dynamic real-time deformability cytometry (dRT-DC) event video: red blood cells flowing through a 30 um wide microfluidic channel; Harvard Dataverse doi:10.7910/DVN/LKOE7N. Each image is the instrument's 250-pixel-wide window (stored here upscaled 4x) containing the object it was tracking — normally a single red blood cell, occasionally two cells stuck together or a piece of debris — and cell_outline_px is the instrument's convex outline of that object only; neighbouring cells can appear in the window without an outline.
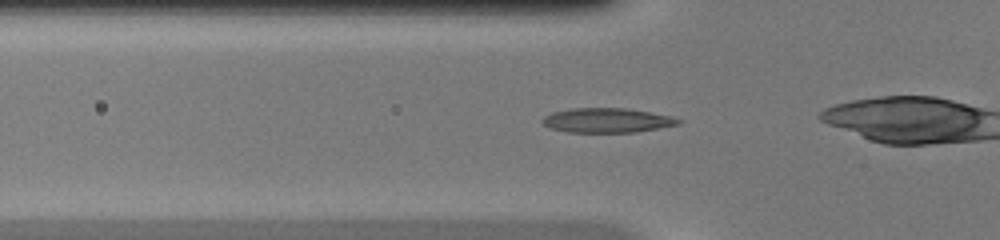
{"species": "common noctule bat (a hibernating species)", "species_latin": "Nyctalus noctula", "temperature_condition": "warm", "stored_images_in_passage": 36, "camera_frame_rate_fps": 3000, "um_per_image_px": 0.085, "animal": {"sex": "female", "body_mass_g": 20.0, "forearm_length_mm": 54.0}, "frame": {"image": 1, "passage_image": 13, "time_ms": 4.0, "image_size_px": [1000, 240], "cell_outline_px": [[684, 120], [680, 124], [636, 132], [568, 132], [548, 128], [540, 120], [544, 116], [552, 112], [572, 108], [624, 108], [672, 116]], "centroid_in_image_um": [51.58, 10.23], "position_along_channel_um": 74.2, "area_um2": 19.48}}
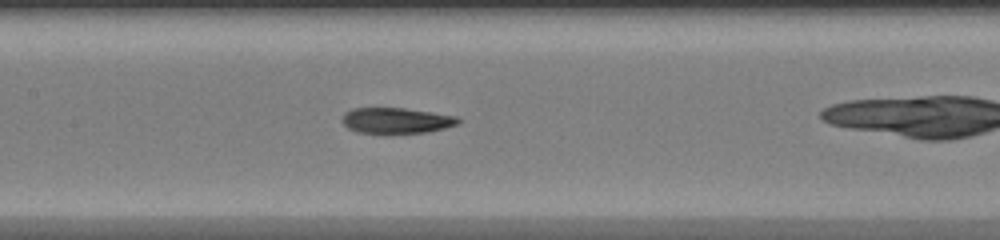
{"frame": {"image": 2, "passage_image": 20, "time_ms": 6.333, "image_size_px": [1000, 240], "cell_outline_px": [[460, 124], [428, 132], [384, 136], [356, 132], [348, 128], [340, 120], [344, 112], [352, 108], [404, 108], [432, 112], [456, 116], [460, 120]], "centroid_in_image_um": [33.64, 10.29], "position_along_channel_um": 173.8, "area_um2": 18.26}}
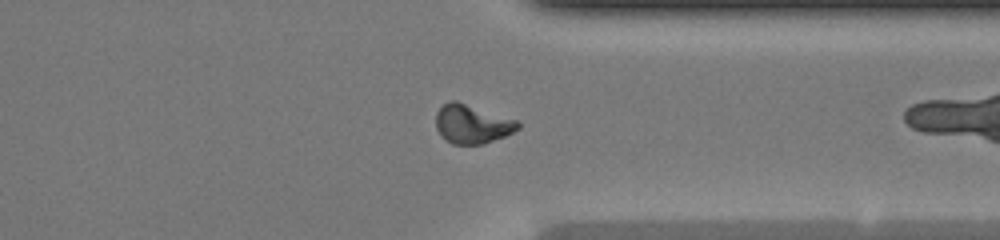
{"frame": {"image": 3, "passage_image": 34, "time_ms": 11.0, "image_size_px": [1000, 240], "cell_outline_px": [[520, 128], [504, 136], [484, 144], [452, 144], [444, 140], [440, 136], [436, 128], [436, 112], [448, 100], [456, 100], [520, 120]], "centroid_in_image_um": [40.13, 10.53], "position_along_channel_um": 371.3, "area_um2": 18.96}}